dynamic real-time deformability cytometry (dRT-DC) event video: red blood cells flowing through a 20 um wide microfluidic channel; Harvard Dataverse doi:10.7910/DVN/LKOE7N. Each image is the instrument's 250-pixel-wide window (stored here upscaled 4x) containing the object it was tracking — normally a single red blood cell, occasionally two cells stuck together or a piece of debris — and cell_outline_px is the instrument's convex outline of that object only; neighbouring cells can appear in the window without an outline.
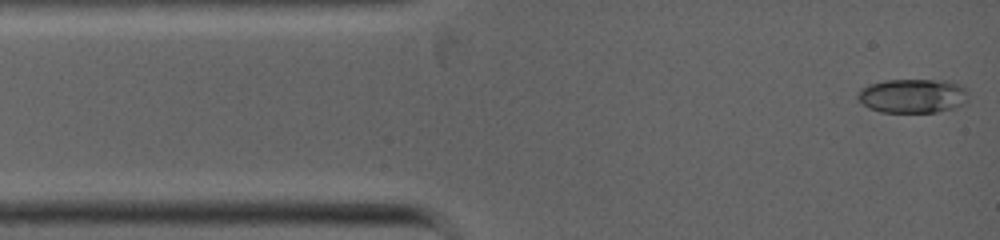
{"species": "common noctule bat (a hibernating species)", "species_latin": "Nyctalus noctula", "temperature_condition": "warm", "stored_images_in_passage": 35, "camera_frame_rate_fps": 5000, "um_per_image_px": 0.085, "animal": {"sex": "female", "body_mass_g": 19.0, "forearm_length_mm": 53.3}, "frame": {"image": 1, "passage_image": 1, "time_ms": 0.0, "image_size_px": [1000, 240], "cell_outline_px": [[968, 96], [964, 104], [952, 108], [936, 112], [880, 112], [868, 108], [856, 96], [856, 92], [860, 88], [868, 84], [884, 80], [948, 80], [960, 84], [968, 88]], "centroid_in_image_um": [77.58, 8.13], "position_along_channel_um": 7.4, "area_um2": 22.37}}
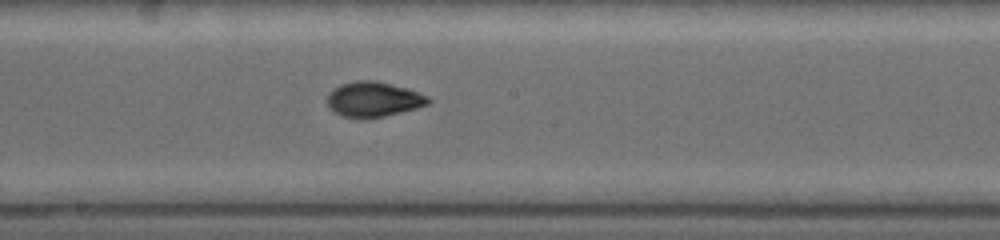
{"frame": {"image": 2, "passage_image": 20, "time_ms": 5.4, "image_size_px": [1000, 240], "cell_outline_px": [[432, 100], [428, 104], [416, 108], [368, 120], [364, 120], [340, 116], [328, 108], [328, 92], [332, 88], [340, 84], [356, 80], [376, 80], [408, 88], [428, 96]], "centroid_in_image_um": [31.71, 8.45], "position_along_channel_um": 216.5, "area_um2": 21.15}}
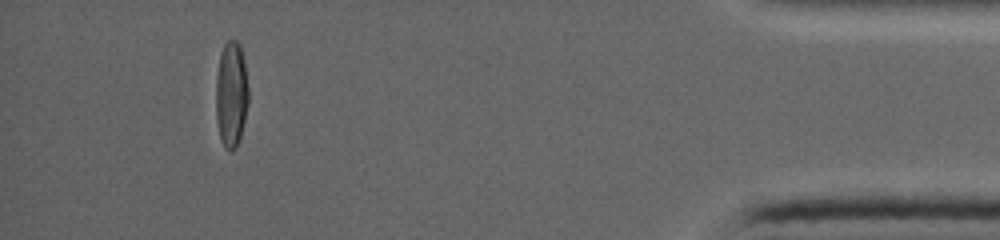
{"frame": {"image": 3, "passage_image": 35, "time_ms": 10.8, "image_size_px": [1000, 240], "cell_outline_px": [[248, 104], [240, 136], [236, 148], [232, 152], [228, 152], [224, 148], [220, 140], [216, 120], [216, 76], [220, 56], [224, 44], [228, 40], [236, 40], [240, 44], [244, 60], [248, 88]], "centroid_in_image_um": [19.65, 8.05], "position_along_channel_um": 415.6, "area_um2": 20.29}}